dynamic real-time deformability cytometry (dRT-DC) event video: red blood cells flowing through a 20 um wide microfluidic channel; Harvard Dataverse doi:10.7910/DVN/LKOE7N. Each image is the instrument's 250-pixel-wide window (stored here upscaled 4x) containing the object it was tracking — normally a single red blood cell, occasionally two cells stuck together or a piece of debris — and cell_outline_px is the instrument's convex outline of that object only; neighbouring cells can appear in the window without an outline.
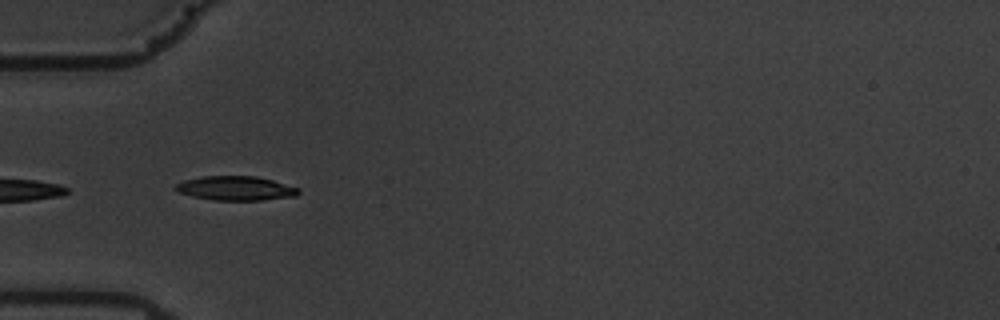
{"species": "common noctule bat (a hibernating species)", "species_latin": "Nyctalus noctula", "temperature_condition": "warm", "stored_images_in_passage": 40, "camera_frame_rate_fps": 3000, "um_per_image_px": 0.085, "animal": {"sex": "male", "body_mass_g": 19.5, "forearm_length_mm": 54.6}, "frame": {"image": 1, "passage_image": 1, "time_ms": 0.0, "image_size_px": [1000, 320], "cell_outline_px": [[300, 192], [296, 196], [260, 200], [212, 200], [192, 196], [180, 192], [172, 188], [176, 184], [184, 180], [204, 176], [256, 176], [272, 180], [300, 188]], "centroid_in_image_um": [20.04, 16.0], "position_along_channel_um": 65.0, "area_um2": 17.34}}
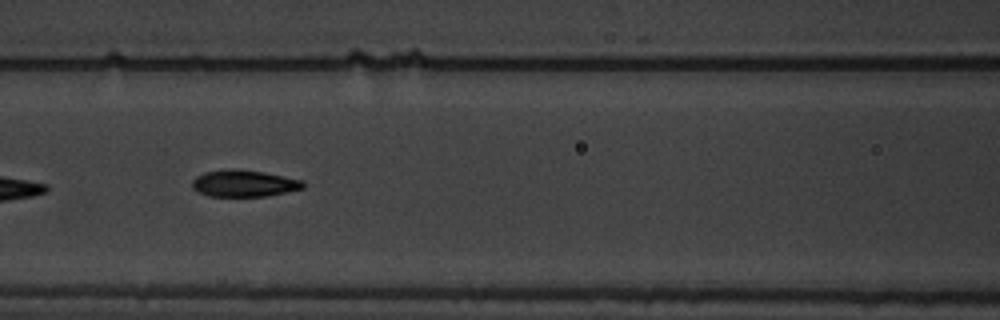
{"frame": {"image": 2, "passage_image": 8, "time_ms": 2.333, "image_size_px": [1000, 320], "cell_outline_px": [[304, 188], [268, 196], [208, 196], [192, 188], [192, 180], [196, 176], [204, 172], [228, 168], [232, 168], [264, 172], [304, 180]], "centroid_in_image_um": [20.73, 15.58], "position_along_channel_um": 145.9, "area_um2": 17.4}}
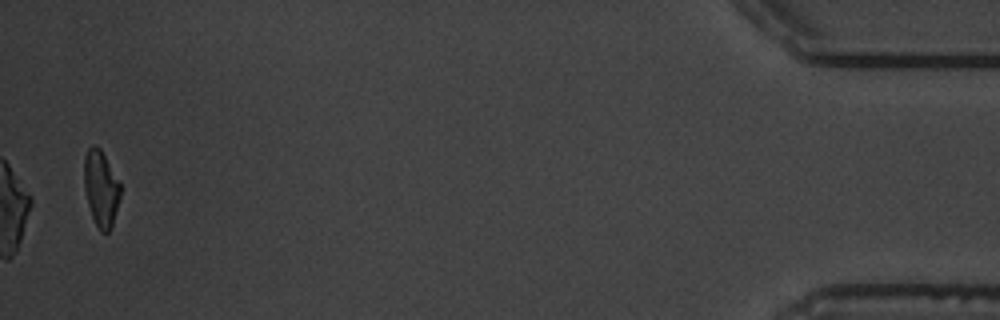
{"frame": {"image": 3, "passage_image": 39, "time_ms": 12.667, "image_size_px": [1000, 320], "cell_outline_px": [[120, 196], [112, 228], [108, 232], [100, 232], [92, 216], [88, 204], [84, 188], [84, 156], [88, 148], [92, 144], [96, 144], [100, 148], [120, 184]], "centroid_in_image_um": [8.57, 16.01], "position_along_channel_um": 426.6, "area_um2": 16.01}, "authors_computed_cell_mechanics": {"area_um2": 17.1955, "velocity_mm_per_s": 3.5306, "shape_relaxation_time_tau1_ms": 3.5103, "shape_relaxation_time_tau2_ms": 1.1069, "deformation_change_tau1": 0.1845, "deformation_change_tau2": 0.0488}}